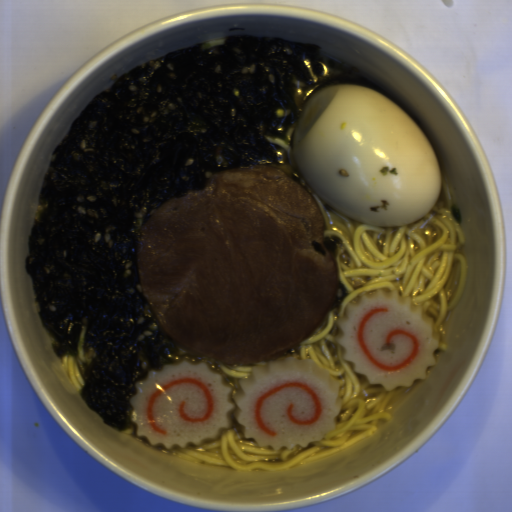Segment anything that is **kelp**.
Instances as JSON below:
<instances>
[{
  "mask_svg": "<svg viewBox=\"0 0 512 512\" xmlns=\"http://www.w3.org/2000/svg\"><path fill=\"white\" fill-rule=\"evenodd\" d=\"M165 52L89 101L43 175L24 270L58 356L92 349L80 397L127 430L135 385L197 356L174 342L147 302L138 235L159 205L205 190L211 177L283 166L284 140L308 99L329 84L382 91L358 69L325 64L322 47L251 35Z\"/></svg>",
  "mask_w": 512,
  "mask_h": 512,
  "instance_id": "obj_1",
  "label": "kelp"
},
{
  "mask_svg": "<svg viewBox=\"0 0 512 512\" xmlns=\"http://www.w3.org/2000/svg\"><path fill=\"white\" fill-rule=\"evenodd\" d=\"M324 241L327 250L333 254L338 243L342 244L343 239L339 235L334 233L332 235H324Z\"/></svg>",
  "mask_w": 512,
  "mask_h": 512,
  "instance_id": "obj_2",
  "label": "kelp"
},
{
  "mask_svg": "<svg viewBox=\"0 0 512 512\" xmlns=\"http://www.w3.org/2000/svg\"><path fill=\"white\" fill-rule=\"evenodd\" d=\"M311 244L315 251H317L318 253H321L323 255L325 254V252H326L325 247L321 243H319L316 240H312Z\"/></svg>",
  "mask_w": 512,
  "mask_h": 512,
  "instance_id": "obj_3",
  "label": "kelp"
}]
</instances>
